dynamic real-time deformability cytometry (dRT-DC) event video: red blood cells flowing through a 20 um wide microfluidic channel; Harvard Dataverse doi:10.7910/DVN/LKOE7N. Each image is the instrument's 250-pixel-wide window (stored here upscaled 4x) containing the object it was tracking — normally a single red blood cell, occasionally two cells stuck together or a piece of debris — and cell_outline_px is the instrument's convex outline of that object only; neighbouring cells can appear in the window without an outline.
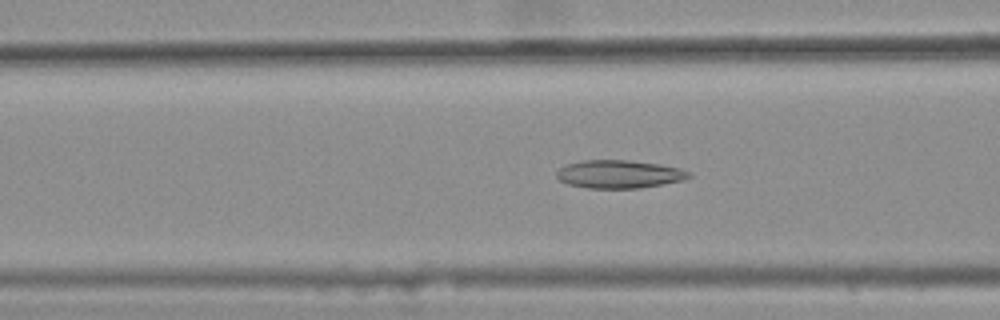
{"species": "common noctule bat (a hibernating species)", "species_latin": "Nyctalus noctula", "temperature_condition": "warm", "stored_images_in_passage": 48, "camera_frame_rate_fps": 3000, "um_per_image_px": 0.085, "animal": {"sex": "female", "body_mass_g": 25.1}, "frame": {"image": 1, "passage_image": 22, "time_ms": 7.0, "image_size_px": [1000, 320], "cell_outline_px": [[692, 176], [684, 180], [640, 188], [588, 188], [568, 184], [560, 180], [556, 176], [556, 172], [564, 164], [580, 160], [628, 160], [660, 164], [680, 168], [688, 172]], "centroid_in_image_um": [52.6, 14.79], "position_along_channel_um": 114.0, "area_um2": 21.73}}
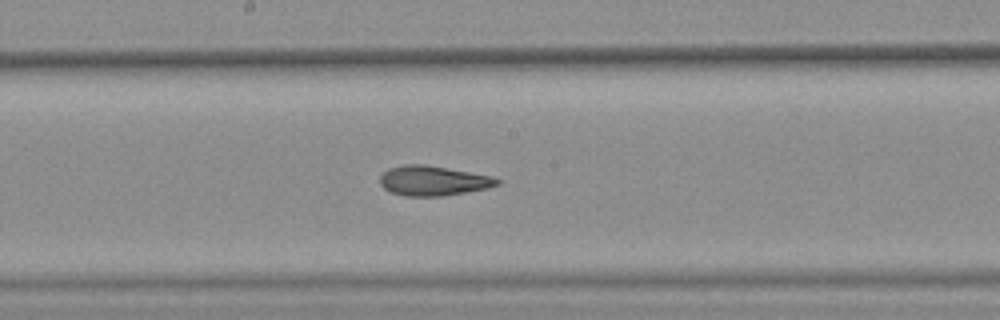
{"frame": {"image": 2, "passage_image": 30, "time_ms": 9.667, "image_size_px": [1000, 320], "cell_outline_px": [[504, 180], [500, 184], [488, 188], [444, 196], [404, 196], [392, 192], [384, 188], [380, 184], [380, 176], [388, 168], [404, 164], [424, 164], [492, 176]], "centroid_in_image_um": [36.84, 15.36], "position_along_channel_um": 211.4, "area_um2": 20.46}}
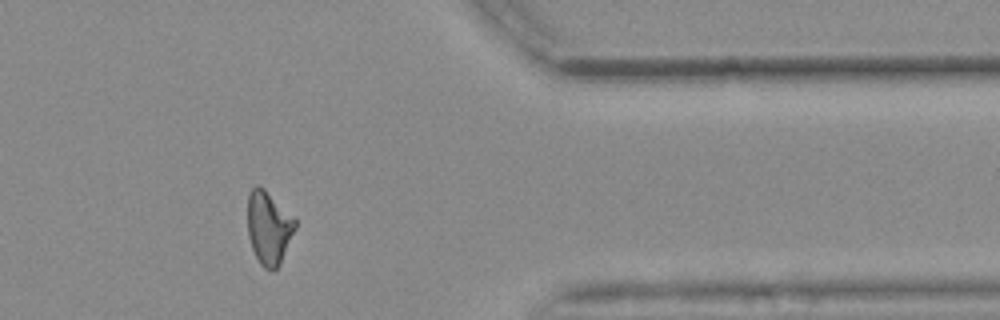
{"frame": {"image": 3, "passage_image": 46, "time_ms": 15.0, "image_size_px": [1000, 320], "cell_outline_px": [[296, 228], [280, 264], [272, 272], [264, 268], [260, 264], [252, 248], [248, 236], [248, 192], [256, 184], [260, 184], [296, 220]], "centroid_in_image_um": [22.83, 19.35], "position_along_channel_um": 388.6, "area_um2": 20.29}, "authors_computed_cell_mechanics": {"area_um2": 21.097, "velocity_mm_per_s": 3.6508, "shape_relaxation_time_tau1_ms": null, "shape_relaxation_time_tau2_ms": 3.2748, "deformation_change_tau1": null, "deformation_change_tau2": 0.1127}}